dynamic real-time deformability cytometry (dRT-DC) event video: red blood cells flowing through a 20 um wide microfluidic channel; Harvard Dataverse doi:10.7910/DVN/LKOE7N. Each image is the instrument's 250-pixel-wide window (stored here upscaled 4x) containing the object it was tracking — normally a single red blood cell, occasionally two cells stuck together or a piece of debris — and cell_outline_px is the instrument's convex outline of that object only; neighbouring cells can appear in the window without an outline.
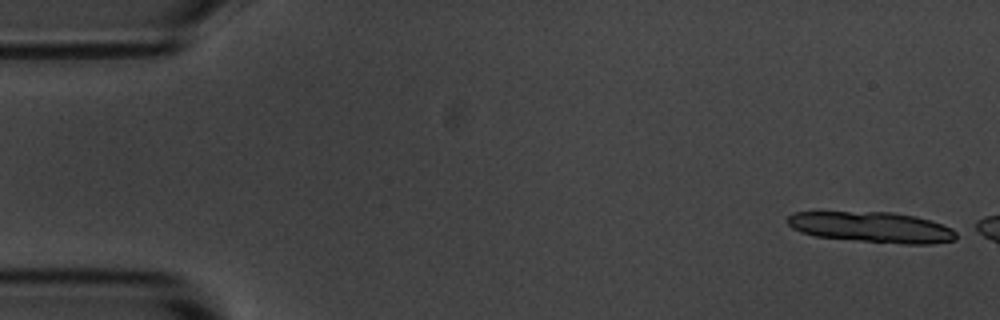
{"species": "common noctule bat (a hibernating species)", "species_latin": "Nyctalus noctula", "temperature_condition": "room temperature", "stored_images_in_passage": 3, "camera_frame_rate_fps": 3000, "um_per_image_px": 0.085, "animal": {"sex": "male", "body_mass_g": 20.1, "forearm_length_mm": 53.5}, "frame": {"image": 1, "passage_image": 1, "time_ms": 0.0, "image_size_px": [1000, 320], "cell_outline_px": [[956, 240], [932, 244], [904, 244], [816, 236], [800, 232], [792, 228], [784, 220], [792, 212], [892, 212], [916, 216], [952, 228], [956, 232]], "centroid_in_image_um": [74.09, 19.3], "position_along_channel_um": 10.9, "area_um2": 30.06}}